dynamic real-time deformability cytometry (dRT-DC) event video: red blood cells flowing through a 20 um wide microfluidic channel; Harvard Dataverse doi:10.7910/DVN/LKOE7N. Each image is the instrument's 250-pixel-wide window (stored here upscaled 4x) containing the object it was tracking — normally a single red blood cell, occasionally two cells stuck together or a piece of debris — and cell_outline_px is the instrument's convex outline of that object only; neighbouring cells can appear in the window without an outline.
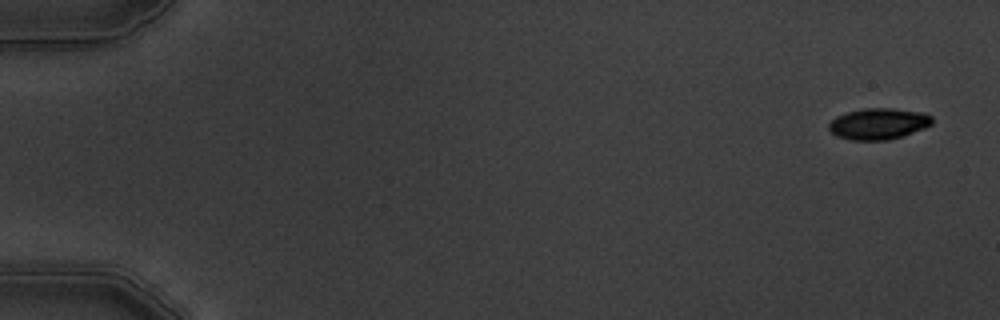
{"species": "common noctule bat (a hibernating species)", "species_latin": "Nyctalus noctula", "temperature_condition": "warm", "stored_images_in_passage": 5, "camera_frame_rate_fps": 3000, "um_per_image_px": 0.085, "animal": {"sex": "male", "body_mass_g": 19.5, "forearm_length_mm": 54.6}, "frame": {"image": 1, "passage_image": 1, "time_ms": 0.0, "image_size_px": [1000, 320], "cell_outline_px": [[932, 124], [924, 128], [888, 140], [848, 140], [836, 136], [828, 128], [828, 124], [836, 116], [848, 112], [864, 108], [892, 108], [924, 112], [932, 116]], "centroid_in_image_um": [74.66, 10.51], "position_along_channel_um": 10.3, "area_um2": 18.79}}
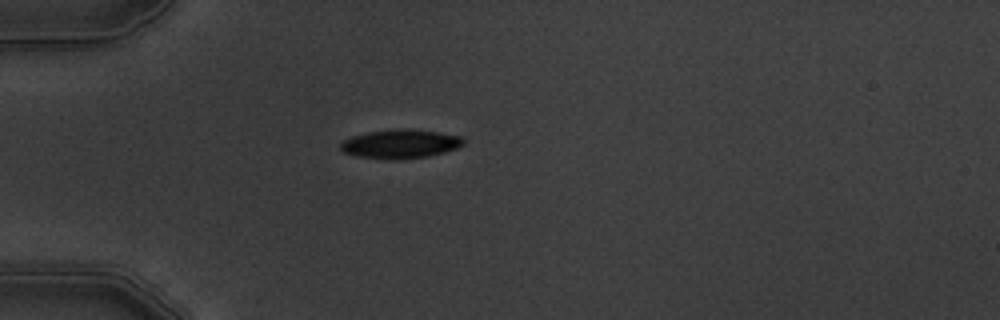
{"frame": {"image": 2, "passage_image": 5, "time_ms": 4.667, "image_size_px": [1000, 320], "cell_outline_px": [[464, 144], [456, 148], [444, 152], [428, 156], [356, 156], [344, 152], [340, 148], [340, 144], [344, 140], [352, 136], [368, 132], [408, 128], [436, 132], [460, 136], [464, 140]], "centroid_in_image_um": [34.05, 12.18], "position_along_channel_um": 50.9, "area_um2": 19.42}}